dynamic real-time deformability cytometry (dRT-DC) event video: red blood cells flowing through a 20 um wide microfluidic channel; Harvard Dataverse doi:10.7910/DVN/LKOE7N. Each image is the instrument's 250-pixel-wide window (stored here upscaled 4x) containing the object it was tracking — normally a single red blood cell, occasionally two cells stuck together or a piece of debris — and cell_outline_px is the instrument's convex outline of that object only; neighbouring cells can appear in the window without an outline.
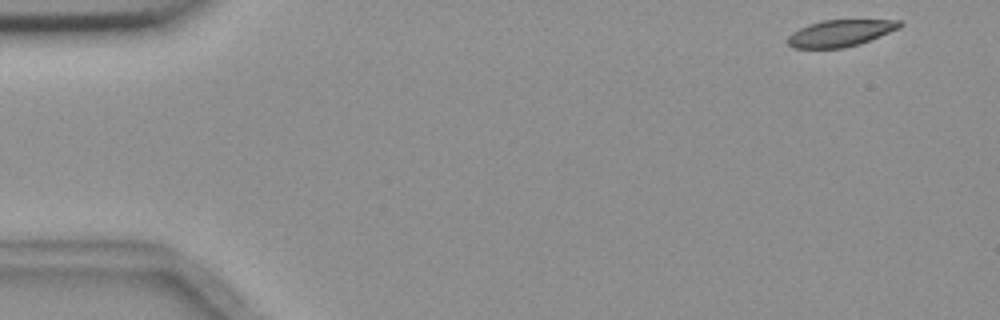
{"species": "common noctule bat (a hibernating species)", "species_latin": "Nyctalus noctula", "temperature_condition": "room temperature", "stored_images_in_passage": 6, "camera_frame_rate_fps": 3000, "um_per_image_px": 0.085, "animal": {"sex": "female", "body_mass_g": 18.4}, "frame": {"image": 1, "passage_image": 1, "time_ms": 0.0, "image_size_px": [1000, 320], "cell_outline_px": [[904, 24], [900, 28], [860, 44], [844, 48], [792, 48], [788, 44], [788, 36], [792, 32], [808, 24], [824, 20], [900, 20]], "centroid_in_image_um": [71.44, 2.82], "position_along_channel_um": 13.6, "area_um2": 17.46}}
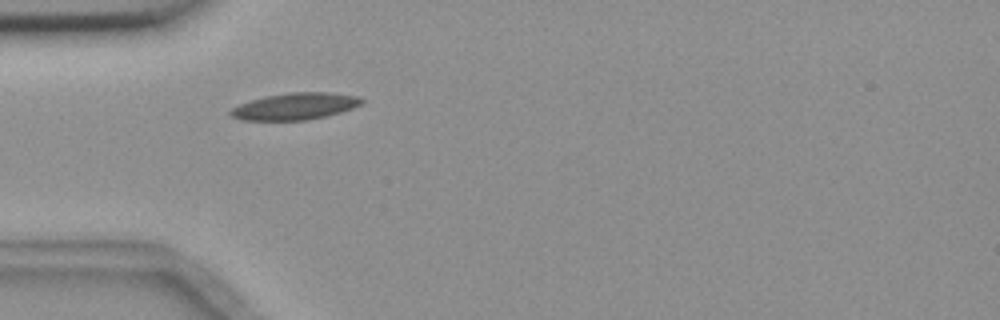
{"frame": {"image": 2, "passage_image": 5, "time_ms": 4.333, "image_size_px": [1000, 320], "cell_outline_px": [[364, 100], [360, 104], [352, 108], [340, 112], [324, 116], [304, 120], [244, 120], [232, 116], [228, 112], [232, 108], [240, 104], [252, 100], [268, 96], [288, 92], [328, 92], [360, 96]], "centroid_in_image_um": [25.1, 9.03], "position_along_channel_um": 59.9, "area_um2": 20.17}}